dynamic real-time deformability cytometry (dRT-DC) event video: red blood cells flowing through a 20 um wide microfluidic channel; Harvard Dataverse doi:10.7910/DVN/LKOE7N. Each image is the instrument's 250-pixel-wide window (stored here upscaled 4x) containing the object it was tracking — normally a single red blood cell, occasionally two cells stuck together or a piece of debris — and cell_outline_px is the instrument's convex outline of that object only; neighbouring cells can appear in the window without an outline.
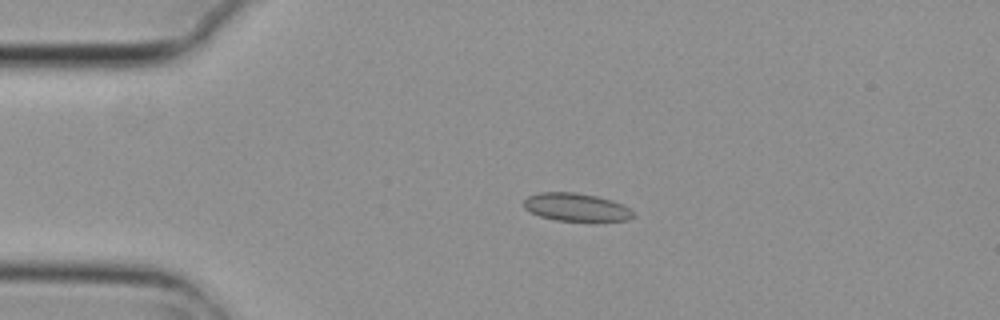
{"species": "common noctule bat (a hibernating species)", "species_latin": "Nyctalus noctula", "temperature_condition": "cold", "stored_images_in_passage": 5, "camera_frame_rate_fps": 3000, "um_per_image_px": 0.085, "animal": {"sex": "female", "body_mass_g": 29.2, "forearm_length_mm": 56.3}, "frame": {"image": 1, "passage_image": 4, "time_ms": 1.0, "image_size_px": [1000, 320], "cell_outline_px": [[636, 216], [628, 220], [596, 224], [556, 220], [540, 216], [524, 208], [524, 200], [528, 196], [540, 192], [576, 192], [596, 196], [612, 200], [628, 208]], "centroid_in_image_um": [49.03, 17.66], "position_along_channel_um": 36.0, "area_um2": 18.55}}